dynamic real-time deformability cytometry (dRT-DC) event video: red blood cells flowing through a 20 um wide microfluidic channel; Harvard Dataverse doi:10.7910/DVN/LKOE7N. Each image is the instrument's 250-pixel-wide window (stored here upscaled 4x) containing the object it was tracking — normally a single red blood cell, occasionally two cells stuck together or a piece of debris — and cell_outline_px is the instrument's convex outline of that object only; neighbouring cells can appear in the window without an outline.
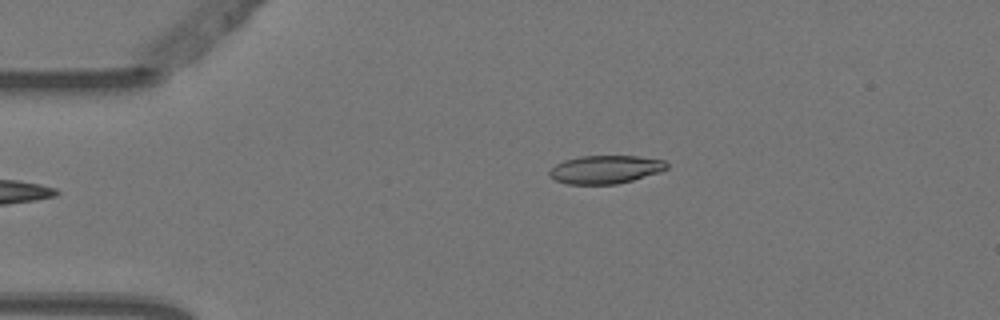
{"species": "Egyptian fruit bat (a non-hibernating species)", "species_latin": "Rousettus aegyptiacus", "temperature_condition": "warm", "stored_images_in_passage": 4, "camera_frame_rate_fps": 3000, "um_per_image_px": 0.085, "animal": {"sex": "female"}, "frame": {"image": 1, "passage_image": 4, "time_ms": 1.0, "image_size_px": [1000, 320], "cell_outline_px": [[668, 168], [660, 172], [632, 180], [616, 184], [568, 184], [556, 180], [548, 176], [548, 172], [556, 164], [564, 160], [580, 156], [640, 156], [664, 160], [668, 164]], "centroid_in_image_um": [51.46, 14.4], "position_along_channel_um": 33.5, "area_um2": 19.31}}